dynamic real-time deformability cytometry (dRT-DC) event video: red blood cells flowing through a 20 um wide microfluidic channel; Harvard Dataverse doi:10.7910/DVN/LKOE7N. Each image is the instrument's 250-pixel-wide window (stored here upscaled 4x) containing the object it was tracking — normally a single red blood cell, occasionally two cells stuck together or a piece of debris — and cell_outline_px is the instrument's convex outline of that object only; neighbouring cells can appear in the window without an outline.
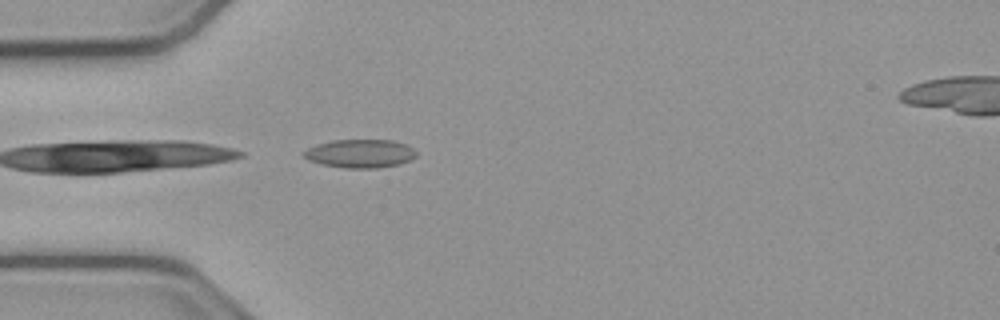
{"species": "common noctule bat (a hibernating species)", "species_latin": "Nyctalus noctula", "temperature_condition": "cold", "stored_images_in_passage": 3, "camera_frame_rate_fps": 3000, "um_per_image_px": 0.085, "animal": {"sex": "male", "body_mass_g": 23.1, "forearm_length_mm": 52.7}, "frame": {"image": 1, "passage_image": 3, "time_ms": 0.667, "image_size_px": [1000, 320], "cell_outline_px": [[416, 156], [400, 164], [376, 168], [344, 168], [320, 164], [308, 160], [304, 156], [304, 152], [308, 148], [332, 140], [392, 140], [404, 144], [412, 148], [416, 152]], "centroid_in_image_um": [30.6, 13.06], "position_along_channel_um": 54.4, "area_um2": 18.44}}